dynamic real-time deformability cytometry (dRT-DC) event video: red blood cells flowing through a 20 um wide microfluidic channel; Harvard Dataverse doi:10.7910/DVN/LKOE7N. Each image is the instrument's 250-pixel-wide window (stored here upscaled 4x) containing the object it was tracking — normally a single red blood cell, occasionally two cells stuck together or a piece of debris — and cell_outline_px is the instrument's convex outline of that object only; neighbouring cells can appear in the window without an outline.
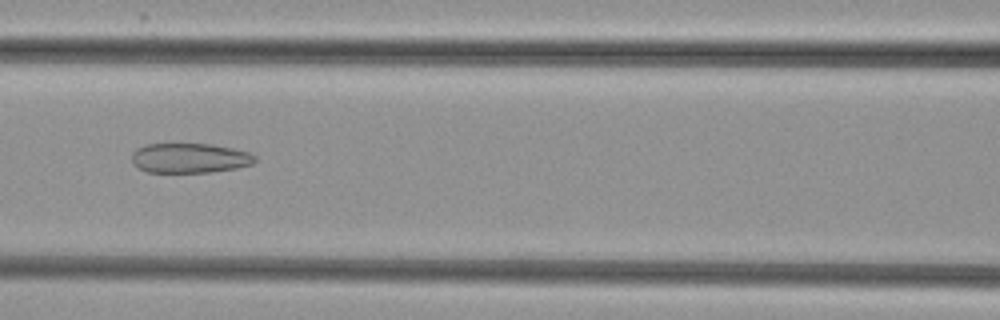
{"species": "common noctule bat (a hibernating species)", "species_latin": "Nyctalus noctula", "temperature_condition": "cold", "stored_images_in_passage": 46, "camera_frame_rate_fps": 3000, "um_per_image_px": 0.085, "animal": {"sex": "female", "body_mass_g": 29.2, "forearm_length_mm": 56.3}, "frame": {"image": 1, "passage_image": 17, "time_ms": 5.333, "image_size_px": [1000, 320], "cell_outline_px": [[256, 160], [252, 164], [236, 168], [212, 172], [148, 172], [140, 168], [132, 160], [132, 152], [136, 148], [144, 144], [212, 144], [232, 148], [248, 152], [256, 156]], "centroid_in_image_um": [16.13, 13.43], "position_along_channel_um": 150.5, "area_um2": 21.33}}
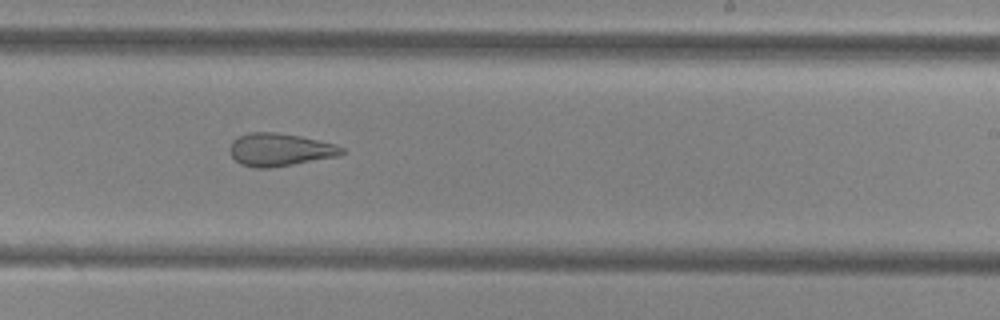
{"frame": {"image": 2, "passage_image": 26, "time_ms": 8.333, "image_size_px": [1000, 320], "cell_outline_px": [[344, 152], [336, 156], [292, 164], [268, 168], [252, 168], [240, 164], [228, 152], [228, 148], [232, 140], [236, 136], [248, 132], [276, 132], [300, 136], [336, 144], [344, 148]], "centroid_in_image_um": [23.71, 12.71], "position_along_channel_um": 265.3, "area_um2": 21.5}}
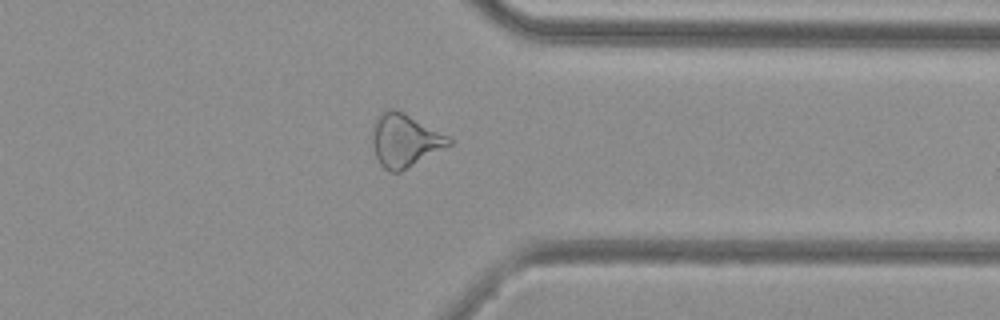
{"frame": {"image": 3, "passage_image": 35, "time_ms": 11.333, "image_size_px": [1000, 320], "cell_outline_px": [[452, 144], [400, 172], [388, 172], [380, 164], [376, 156], [372, 140], [372, 132], [376, 120], [384, 108], [396, 108], [404, 112], [448, 136], [452, 140]], "centroid_in_image_um": [34.39, 11.92], "position_along_channel_um": 377.0, "area_um2": 23.52}, "authors_computed_cell_mechanics": {"area_um2": 24.5072, "velocity_mm_per_s": 3.8357, "shape_relaxation_time_tau1_ms": null, "shape_relaxation_time_tau2_ms": 1.7673, "deformation_change_tau1": null, "deformation_change_tau2": 0.0944}}